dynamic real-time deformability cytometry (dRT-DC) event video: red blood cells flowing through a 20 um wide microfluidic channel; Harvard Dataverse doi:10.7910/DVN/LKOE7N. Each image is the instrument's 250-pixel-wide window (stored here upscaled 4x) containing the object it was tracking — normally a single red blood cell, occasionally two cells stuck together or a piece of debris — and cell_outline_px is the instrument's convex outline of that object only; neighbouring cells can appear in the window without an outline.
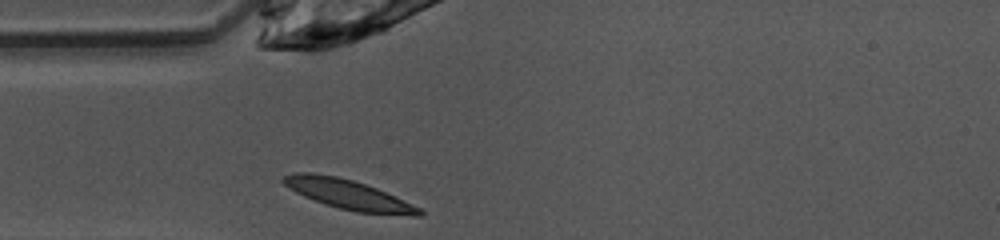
{"species": "common noctule bat (a hibernating species)", "species_latin": "Nyctalus noctula", "temperature_condition": "warm", "stored_images_in_passage": 28, "camera_frame_rate_fps": 3000, "um_per_image_px": 0.085, "animal": {"sex": "female", "body_mass_g": 10.0, "forearm_length_mm": 53.1}, "frame": {"image": 1, "passage_image": 1, "time_ms": 0.0, "image_size_px": [1000, 240], "cell_outline_px": [[424, 216], [412, 216], [356, 212], [324, 204], [304, 196], [296, 192], [284, 184], [280, 180], [284, 176], [292, 172], [312, 172], [336, 176], [352, 180], [376, 188], [412, 204], [420, 208], [424, 212]], "centroid_in_image_um": [29.6, 16.53], "position_along_channel_um": 55.4, "area_um2": 23.41}}
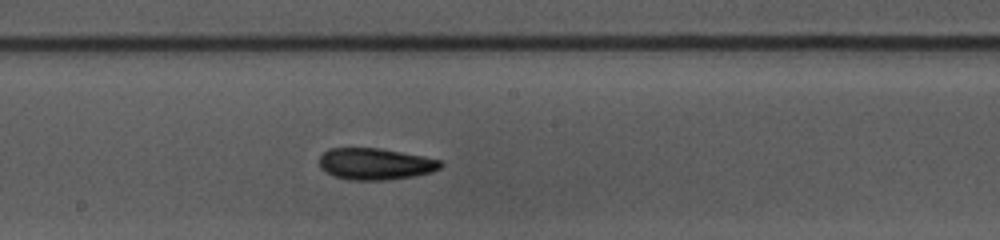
{"frame": {"image": 2, "passage_image": 13, "time_ms": 4.0, "image_size_px": [1000, 240], "cell_outline_px": [[444, 164], [440, 168], [432, 172], [412, 176], [384, 180], [352, 180], [332, 176], [324, 172], [320, 168], [320, 156], [328, 148], [380, 148], [424, 156], [444, 160]], "centroid_in_image_um": [31.91, 13.93], "position_along_channel_um": 216.3, "area_um2": 22.54}}
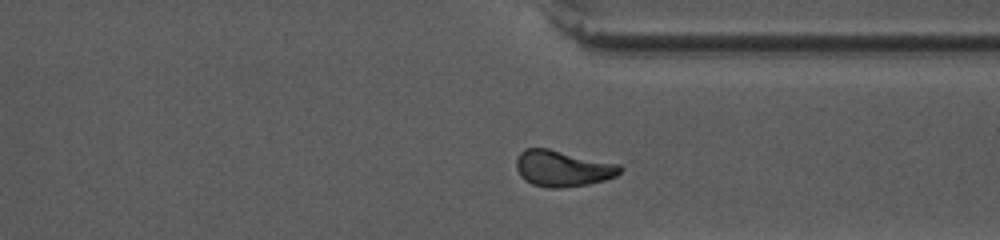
{"frame": {"image": 3, "passage_image": 24, "time_ms": 7.667, "image_size_px": [1000, 240], "cell_outline_px": [[624, 168], [616, 176], [604, 180], [588, 184], [560, 188], [548, 188], [532, 184], [524, 180], [520, 176], [516, 168], [516, 160], [520, 152], [524, 148], [548, 148], [620, 164]], "centroid_in_image_um": [47.82, 14.31], "position_along_channel_um": 363.6, "area_um2": 22.02}, "authors_computed_cell_mechanics": {"area_um2": 21.6461, "velocity_mm_per_s": 4.0407, "shape_relaxation_time_tau1_ms": 6.8731, "shape_relaxation_time_tau2_ms": 5.703, "deformation_change_tau1": 0.1445, "deformation_change_tau2": 0.09}}